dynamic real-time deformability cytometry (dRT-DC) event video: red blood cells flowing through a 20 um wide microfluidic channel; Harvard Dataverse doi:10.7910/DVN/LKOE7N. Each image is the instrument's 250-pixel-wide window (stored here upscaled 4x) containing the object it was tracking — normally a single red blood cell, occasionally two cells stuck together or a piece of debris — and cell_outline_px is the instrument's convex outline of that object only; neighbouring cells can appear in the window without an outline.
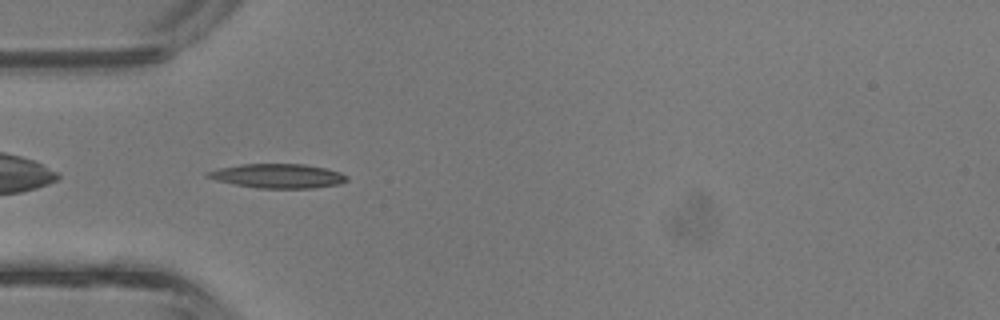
{"species": "common noctule bat (a hibernating species)", "species_latin": "Nyctalus noctula", "temperature_condition": "room temperature", "stored_images_in_passage": 26, "camera_frame_rate_fps": 3000, "um_per_image_px": 0.085, "animal": {"sex": "male", "body_mass_g": 13.3}, "frame": {"image": 1, "passage_image": 1, "time_ms": 0.0, "image_size_px": [1000, 320], "cell_outline_px": [[348, 180], [340, 184], [316, 188], [260, 188], [236, 184], [216, 180], [204, 176], [204, 172], [220, 168], [240, 164], [304, 164], [324, 168], [340, 172], [348, 176]], "centroid_in_image_um": [23.63, 14.95], "position_along_channel_um": 61.4, "area_um2": 19.65}}
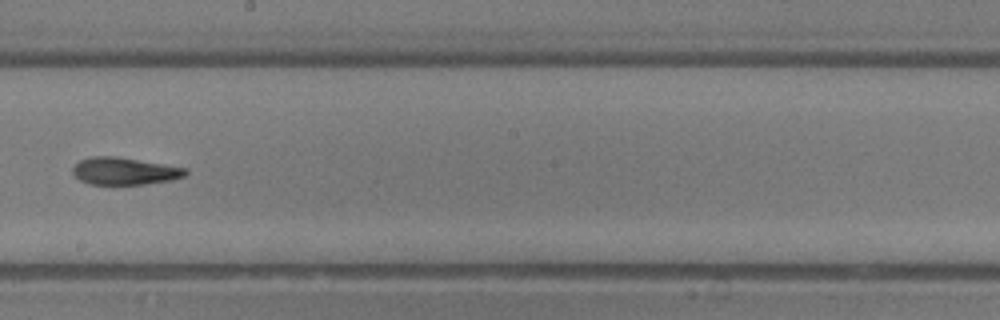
{"frame": {"image": 2, "passage_image": 12, "time_ms": 3.667, "image_size_px": [1000, 320], "cell_outline_px": [[188, 172], [184, 176], [172, 180], [144, 184], [92, 184], [80, 180], [72, 172], [72, 168], [80, 160], [92, 156], [116, 156], [188, 168]], "centroid_in_image_um": [10.6, 14.53], "position_along_channel_um": 237.6, "area_um2": 17.86}}
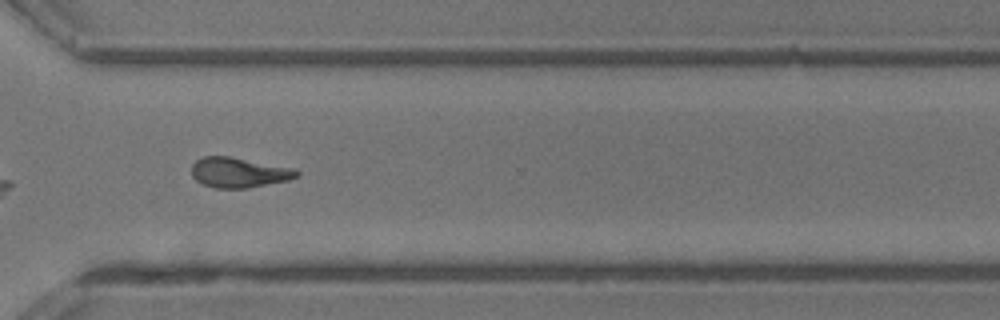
{"frame": {"image": 3, "passage_image": 19, "time_ms": 6.0, "image_size_px": [1000, 320], "cell_outline_px": [[300, 176], [288, 180], [248, 188], [216, 188], [204, 184], [196, 180], [192, 176], [192, 164], [196, 160], [204, 156], [228, 156], [292, 168], [300, 172]], "centroid_in_image_um": [20.3, 14.66], "position_along_channel_um": 350.3, "area_um2": 18.26}, "authors_computed_cell_mechanics": {"area_um2": 18.0914, "velocity_mm_per_s": 4.8442, "shape_relaxation_time_tau1_ms": 3.3561, "shape_relaxation_time_tau2_ms": 3.8627, "deformation_change_tau1": 0.1972, "deformation_change_tau2": 0.1416}}